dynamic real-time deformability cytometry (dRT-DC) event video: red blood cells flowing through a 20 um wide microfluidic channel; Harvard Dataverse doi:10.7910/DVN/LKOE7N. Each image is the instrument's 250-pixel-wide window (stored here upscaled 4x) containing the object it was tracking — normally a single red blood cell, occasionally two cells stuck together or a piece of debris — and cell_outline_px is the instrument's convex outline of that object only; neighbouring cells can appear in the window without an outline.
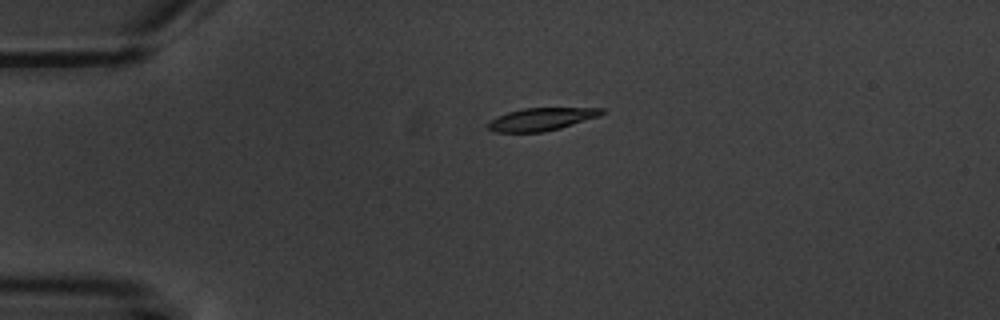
{"species": "common noctule bat (a hibernating species)", "species_latin": "Nyctalus noctula", "temperature_condition": "warm", "stored_images_in_passage": 5, "camera_frame_rate_fps": 3000, "um_per_image_px": 0.085, "animal": {"sex": "male", "body_mass_g": 20.1, "forearm_length_mm": 53.5}, "frame": {"image": 1, "passage_image": 4, "time_ms": 3.333, "image_size_px": [1000, 320], "cell_outline_px": [[604, 112], [600, 116], [560, 128], [544, 132], [492, 132], [484, 124], [496, 116], [508, 112], [524, 108], [604, 108]], "centroid_in_image_um": [45.97, 10.14], "position_along_channel_um": 39.0, "area_um2": 15.14}}